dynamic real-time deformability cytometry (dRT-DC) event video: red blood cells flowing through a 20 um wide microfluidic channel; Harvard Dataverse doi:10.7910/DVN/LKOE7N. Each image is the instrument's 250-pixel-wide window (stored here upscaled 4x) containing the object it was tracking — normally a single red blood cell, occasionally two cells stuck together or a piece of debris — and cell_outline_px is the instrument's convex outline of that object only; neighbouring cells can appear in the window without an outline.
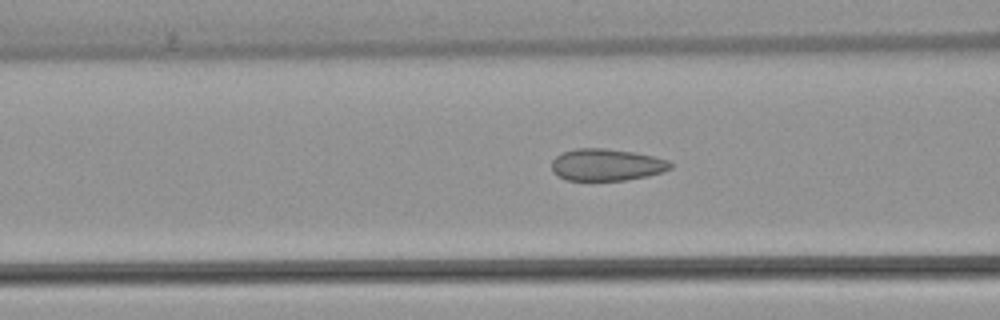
{"species": "common noctule bat (a hibernating species)", "species_latin": "Nyctalus noctula", "temperature_condition": "warm", "stored_images_in_passage": 7, "segment_of_instrument_passage": [2, 2], "camera_frame_rate_fps": 3000, "um_per_image_px": 0.085, "animal": {"sex": "female", "body_mass_g": 22.7, "forearm_length_mm": 54.2}, "frame": {"image": 1, "passage_image": 7, "time_ms": 8.667, "image_size_px": [1000, 320], "cell_outline_px": [[672, 168], [664, 172], [648, 176], [624, 180], [564, 180], [552, 172], [552, 160], [556, 156], [564, 152], [576, 148], [604, 148], [632, 152], [652, 156], [668, 160], [672, 164]], "centroid_in_image_um": [51.55, 14.01], "position_along_channel_um": 115.0, "area_um2": 22.14}}